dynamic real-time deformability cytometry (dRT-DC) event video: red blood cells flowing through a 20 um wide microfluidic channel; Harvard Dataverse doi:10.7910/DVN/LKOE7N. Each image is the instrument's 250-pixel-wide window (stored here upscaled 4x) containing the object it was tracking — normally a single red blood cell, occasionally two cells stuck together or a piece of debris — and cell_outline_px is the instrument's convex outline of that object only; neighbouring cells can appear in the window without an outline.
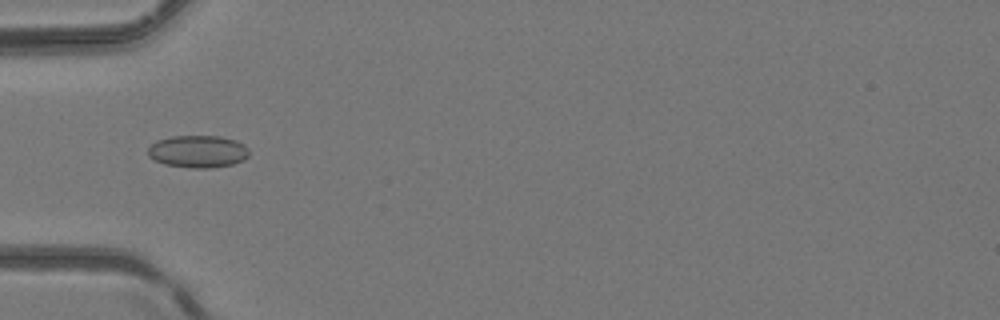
{"species": "common noctule bat (a hibernating species)", "species_latin": "Nyctalus noctula", "temperature_condition": "room temperature", "stored_images_in_passage": 1, "camera_frame_rate_fps": 3000, "um_per_image_px": 0.085, "animal": {"sex": "female", "body_mass_g": 24.6, "forearm_length_mm": 56.2}, "frame": {"image": 1, "passage_image": 1, "time_ms": 0.0, "image_size_px": [1000, 320], "cell_outline_px": [[248, 156], [244, 160], [232, 164], [212, 168], [192, 168], [164, 164], [148, 156], [148, 148], [156, 140], [172, 136], [220, 136], [236, 140], [244, 144], [248, 148]], "centroid_in_image_um": [16.83, 12.87], "position_along_channel_um": 68.2, "area_um2": 19.13}}